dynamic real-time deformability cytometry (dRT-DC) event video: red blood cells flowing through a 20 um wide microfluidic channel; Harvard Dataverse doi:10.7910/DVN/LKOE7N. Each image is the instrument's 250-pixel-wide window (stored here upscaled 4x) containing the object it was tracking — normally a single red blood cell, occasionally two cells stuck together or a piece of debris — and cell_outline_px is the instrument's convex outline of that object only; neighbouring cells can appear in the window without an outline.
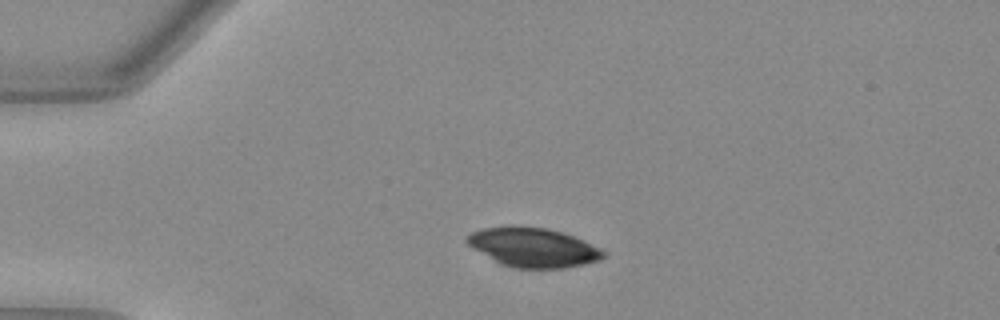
{"species": "Egyptian fruit bat (a non-hibernating species)", "species_latin": "Rousettus aegyptiacus", "temperature_condition": "warm", "stored_images_in_passage": 36, "camera_frame_rate_fps": 3000, "um_per_image_px": 0.085, "animal": {"sex": "female"}, "frame": {"image": 1, "passage_image": 1, "time_ms": 0.0, "image_size_px": [1000, 320], "cell_outline_px": [[608, 252], [600, 260], [584, 264], [564, 268], [516, 268], [500, 264], [468, 244], [464, 240], [472, 232], [484, 228], [512, 224], [548, 228], [584, 240]], "centroid_in_image_um": [45.33, 21.01], "position_along_channel_um": 39.7, "area_um2": 31.33}}
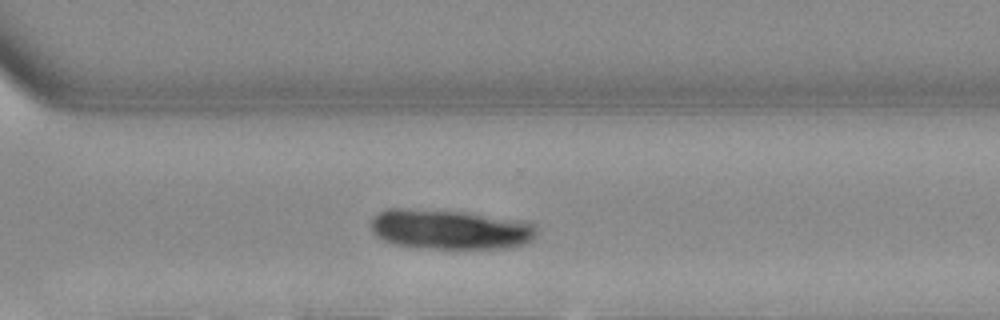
{"frame": {"image": 2, "passage_image": 26, "time_ms": 8.333, "image_size_px": [1000, 320], "cell_outline_px": [[536, 236], [532, 240], [524, 244], [512, 248], [436, 248], [396, 244], [380, 240], [372, 232], [372, 220], [376, 212], [388, 208], [404, 208], [464, 212], [532, 224], [536, 228]], "centroid_in_image_um": [38.18, 19.5], "position_along_channel_um": 332.4, "area_um2": 37.92}}
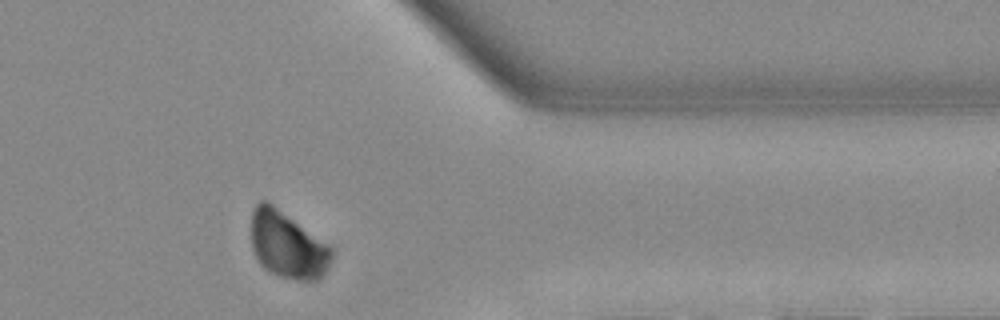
{"frame": {"image": 3, "passage_image": 31, "time_ms": 10.0, "image_size_px": [1000, 320], "cell_outline_px": [[332, 256], [324, 272], [316, 280], [296, 280], [280, 276], [268, 272], [260, 264], [252, 248], [252, 212], [256, 204], [260, 200], [268, 200], [328, 244], [332, 248]], "centroid_in_image_um": [24.41, 20.8], "position_along_channel_um": 387.0, "area_um2": 31.1}}